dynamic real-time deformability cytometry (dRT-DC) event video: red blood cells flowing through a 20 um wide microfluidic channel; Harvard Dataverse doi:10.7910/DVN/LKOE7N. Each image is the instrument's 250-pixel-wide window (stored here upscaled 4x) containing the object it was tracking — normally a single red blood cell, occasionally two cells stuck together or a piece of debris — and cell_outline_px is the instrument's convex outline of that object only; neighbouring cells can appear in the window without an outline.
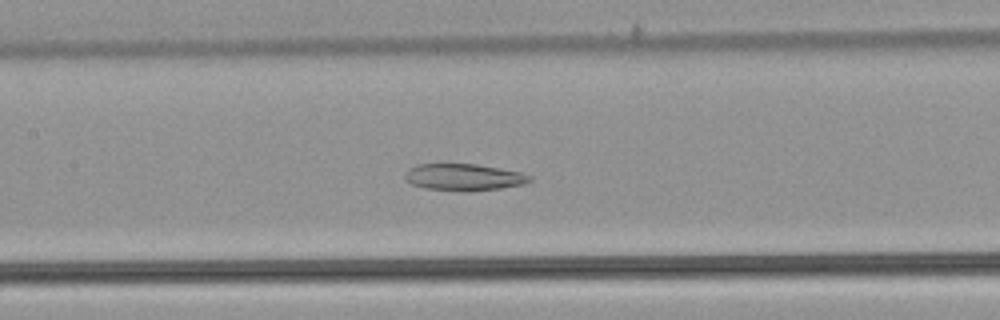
{"species": "common noctule bat (a hibernating species)", "species_latin": "Nyctalus noctula", "temperature_condition": "warm", "stored_images_in_passage": 45, "camera_frame_rate_fps": 3000, "um_per_image_px": 0.085, "animal": {"sex": "male", "body_mass_g": 21.5, "forearm_length_mm": 52.0}, "frame": {"image": 1, "passage_image": 17, "time_ms": 5.333, "image_size_px": [1000, 320], "cell_outline_px": [[532, 180], [524, 184], [500, 188], [424, 188], [412, 184], [404, 176], [408, 168], [416, 164], [476, 164], [500, 168], [520, 172], [532, 176]], "centroid_in_image_um": [39.43, 15.0], "position_along_channel_um": 168.0, "area_um2": 18.44}}
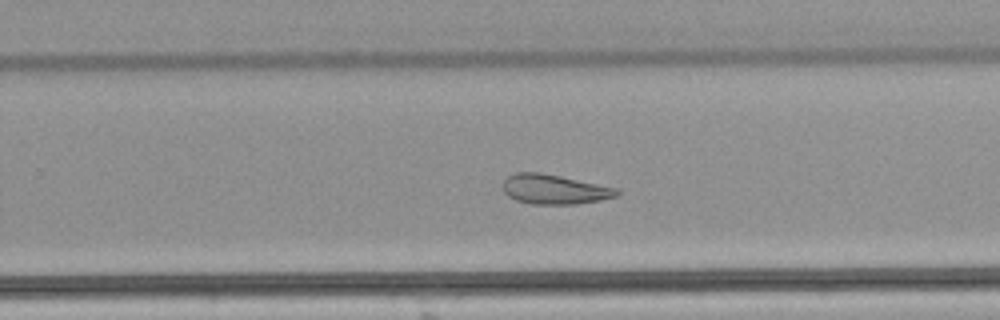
{"frame": {"image": 2, "passage_image": 26, "time_ms": 8.333, "image_size_px": [1000, 320], "cell_outline_px": [[620, 192], [616, 196], [600, 200], [576, 204], [532, 204], [516, 200], [508, 196], [504, 192], [504, 180], [508, 176], [516, 172], [540, 172], [620, 188]], "centroid_in_image_um": [47.14, 16.09], "position_along_channel_um": 282.7, "area_um2": 19.71}}
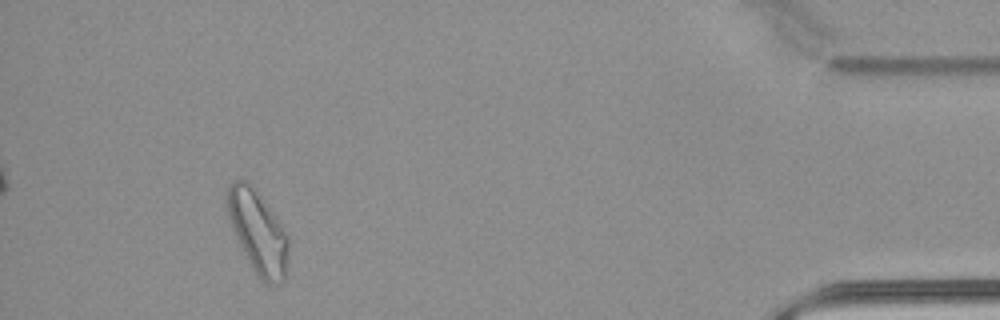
{"frame": {"image": 3, "passage_image": 41, "time_ms": 13.333, "image_size_px": [1000, 320], "cell_outline_px": [[288, 256], [284, 280], [280, 284], [264, 284], [260, 280], [252, 268], [228, 220], [224, 204], [224, 196], [228, 184], [232, 180], [244, 180], [252, 188], [288, 232]], "centroid_in_image_um": [21.88, 19.73], "position_along_channel_um": 413.3, "area_um2": 29.54}, "authors_computed_cell_mechanics": {"area_um2": 23.2934, "velocity_mm_per_s": 3.835, "shape_relaxation_time_tau1_ms": null, "shape_relaxation_time_tau2_ms": 6.1638, "deformation_change_tau1": null, "deformation_change_tau2": 0.1549}}